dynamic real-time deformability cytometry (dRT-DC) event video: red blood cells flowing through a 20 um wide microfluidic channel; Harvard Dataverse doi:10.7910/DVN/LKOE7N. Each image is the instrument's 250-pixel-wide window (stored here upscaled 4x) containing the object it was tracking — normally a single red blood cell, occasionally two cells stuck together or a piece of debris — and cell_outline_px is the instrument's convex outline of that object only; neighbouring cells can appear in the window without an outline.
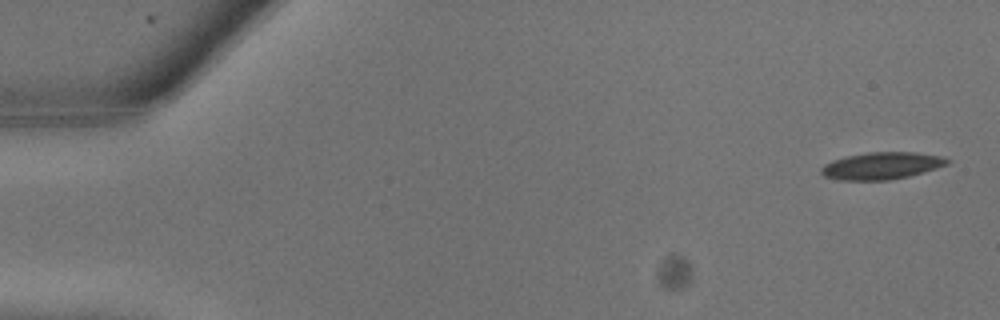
{"species": "common noctule bat (a hibernating species)", "species_latin": "Nyctalus noctula", "temperature_condition": "warm", "stored_images_in_passage": 25, "camera_frame_rate_fps": 3000, "um_per_image_px": 0.085, "animal": {"sex": "male", "body_mass_g": 13.3}, "frame": {"image": 1, "passage_image": 1, "time_ms": 0.0, "image_size_px": [1000, 320], "cell_outline_px": [[952, 160], [948, 164], [924, 172], [908, 176], [888, 180], [840, 180], [824, 176], [820, 172], [820, 168], [824, 164], [832, 160], [848, 156], [868, 152], [916, 152], [944, 156]], "centroid_in_image_um": [74.96, 14.08], "position_along_channel_um": 10.0, "area_um2": 20.0}}
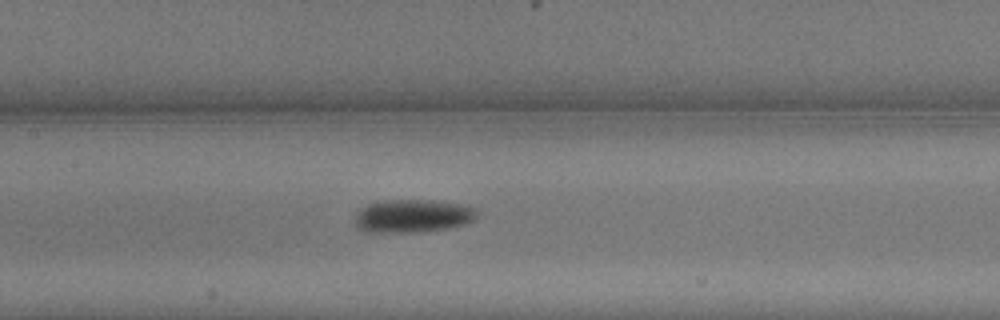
{"frame": {"image": 2, "passage_image": 12, "time_ms": 3.667, "image_size_px": [1000, 320], "cell_outline_px": [[480, 212], [472, 220], [464, 224], [448, 228], [416, 232], [364, 232], [356, 224], [356, 212], [360, 208], [368, 204], [384, 200], [428, 200], [460, 204], [476, 208]], "centroid_in_image_um": [35.07, 18.35], "position_along_channel_um": 172.3, "area_um2": 23.47}}
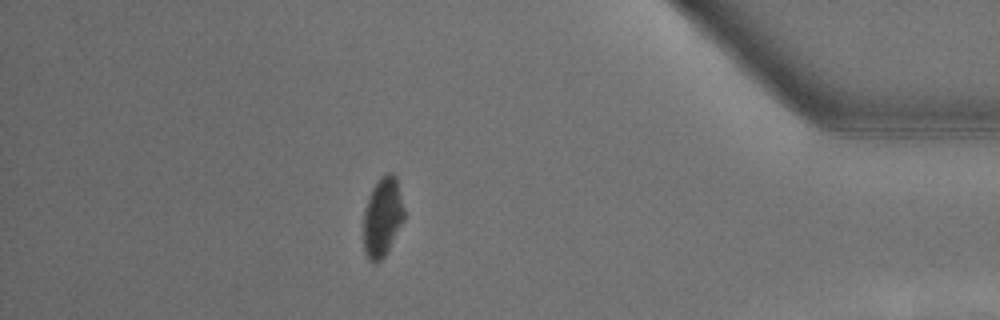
{"frame": {"image": 3, "passage_image": 22, "time_ms": 7.0, "image_size_px": [1000, 320], "cell_outline_px": [[404, 220], [384, 256], [376, 264], [368, 260], [364, 252], [364, 208], [368, 196], [372, 188], [380, 176], [388, 172], [392, 172], [396, 176], [404, 208]], "centroid_in_image_um": [32.5, 18.43], "position_along_channel_um": 402.7, "area_um2": 18.9}}